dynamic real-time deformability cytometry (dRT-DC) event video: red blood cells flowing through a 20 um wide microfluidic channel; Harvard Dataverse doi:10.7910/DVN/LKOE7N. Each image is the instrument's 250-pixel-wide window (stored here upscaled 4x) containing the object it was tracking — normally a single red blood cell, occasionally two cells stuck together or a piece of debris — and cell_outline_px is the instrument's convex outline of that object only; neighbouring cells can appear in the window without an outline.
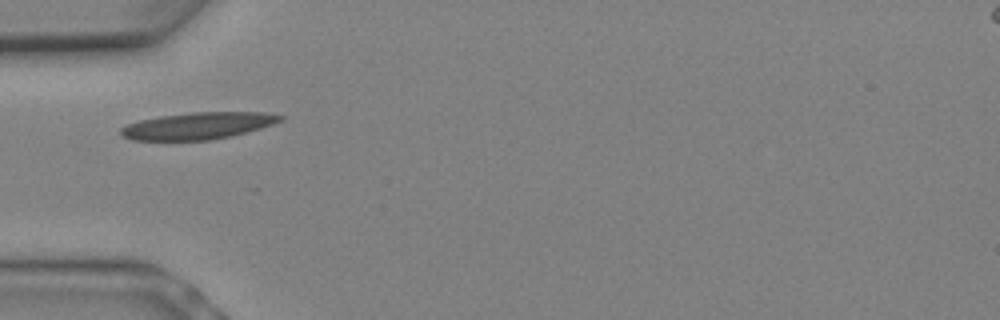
{"species": "Egyptian fruit bat (a non-hibernating species)", "species_latin": "Rousettus aegyptiacus", "temperature_condition": "warm", "stored_images_in_passage": 2, "camera_frame_rate_fps": 3000, "um_per_image_px": 0.085, "animal": {"sex": "female"}, "frame": {"image": 1, "passage_image": 1, "time_ms": 0.0, "image_size_px": [1000, 320], "cell_outline_px": [[284, 120], [260, 128], [212, 140], [132, 140], [120, 136], [120, 128], [128, 124], [140, 120], [160, 116], [192, 112], [264, 112], [284, 116]], "centroid_in_image_um": [16.8, 10.69], "position_along_channel_um": 68.2, "area_um2": 24.85}}